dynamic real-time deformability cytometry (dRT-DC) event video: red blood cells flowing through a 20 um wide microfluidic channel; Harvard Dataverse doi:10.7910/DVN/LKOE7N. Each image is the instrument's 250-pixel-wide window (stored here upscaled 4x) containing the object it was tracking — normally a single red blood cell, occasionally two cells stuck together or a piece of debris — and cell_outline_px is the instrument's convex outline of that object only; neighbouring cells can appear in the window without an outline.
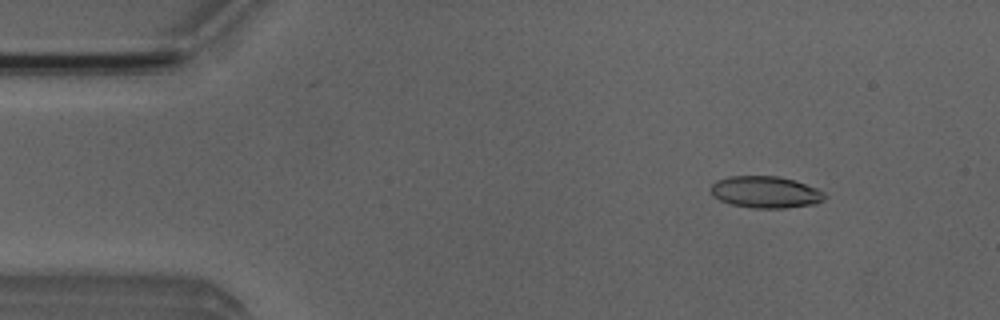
{"species": "Egyptian fruit bat (a non-hibernating species)", "species_latin": "Rousettus aegyptiacus", "temperature_condition": "room temperature", "stored_images_in_passage": 3, "camera_frame_rate_fps": 3000, "um_per_image_px": 0.085, "animal": {"sex": "male"}, "frame": {"image": 1, "passage_image": 1, "time_ms": 0.0, "image_size_px": [1000, 320], "cell_outline_px": [[828, 196], [824, 200], [816, 204], [784, 208], [752, 208], [732, 204], [720, 200], [712, 196], [712, 184], [716, 180], [728, 176], [776, 176], [796, 180], [816, 188], [824, 192]], "centroid_in_image_um": [65.1, 16.33], "position_along_channel_um": 19.9, "area_um2": 21.21}}